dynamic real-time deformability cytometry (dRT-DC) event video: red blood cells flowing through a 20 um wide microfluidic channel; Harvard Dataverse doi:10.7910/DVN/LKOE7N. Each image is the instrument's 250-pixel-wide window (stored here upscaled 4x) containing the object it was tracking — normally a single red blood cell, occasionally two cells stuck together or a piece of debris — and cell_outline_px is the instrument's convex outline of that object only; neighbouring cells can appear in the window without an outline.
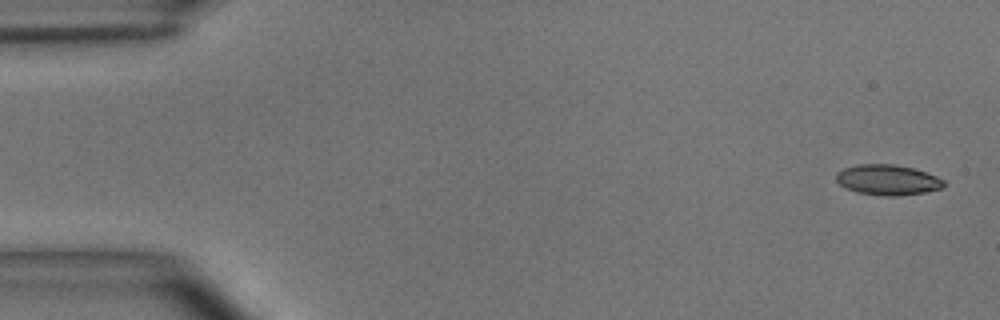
{"species": "common noctule bat (a hibernating species)", "species_latin": "Nyctalus noctula", "temperature_condition": "room temperature", "stored_images_in_passage": 6, "camera_frame_rate_fps": 3000, "um_per_image_px": 0.085, "animal": {"sex": "male", "body_mass_g": 15.6}, "frame": {"image": 1, "passage_image": 1, "time_ms": 0.0, "image_size_px": [1000, 320], "cell_outline_px": [[944, 188], [924, 192], [896, 196], [884, 196], [856, 192], [840, 184], [836, 180], [836, 172], [844, 168], [860, 164], [892, 164], [912, 168], [936, 176], [944, 180]], "centroid_in_image_um": [75.44, 15.29], "position_along_channel_um": 9.6, "area_um2": 18.9}}
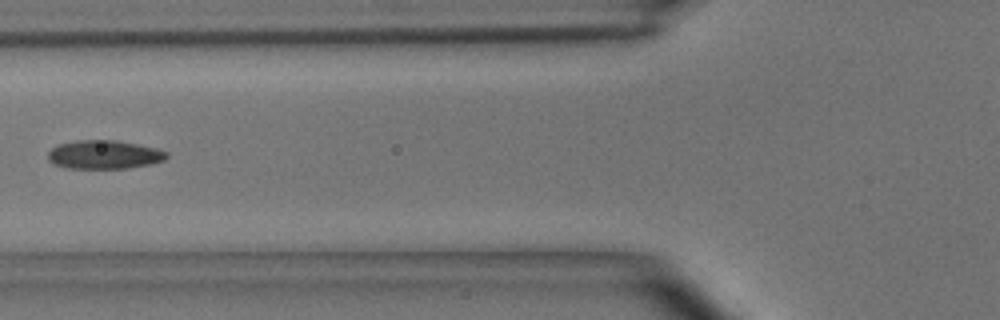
{"frame": {"image": 2, "passage_image": 5, "time_ms": 1.333, "image_size_px": [1000, 320], "cell_outline_px": [[168, 156], [164, 160], [148, 164], [128, 168], [64, 168], [52, 164], [48, 160], [48, 152], [56, 144], [76, 140], [116, 140], [156, 148], [168, 152]], "centroid_in_image_um": [8.8, 13.14], "position_along_channel_um": 117.0, "area_um2": 19.88}}